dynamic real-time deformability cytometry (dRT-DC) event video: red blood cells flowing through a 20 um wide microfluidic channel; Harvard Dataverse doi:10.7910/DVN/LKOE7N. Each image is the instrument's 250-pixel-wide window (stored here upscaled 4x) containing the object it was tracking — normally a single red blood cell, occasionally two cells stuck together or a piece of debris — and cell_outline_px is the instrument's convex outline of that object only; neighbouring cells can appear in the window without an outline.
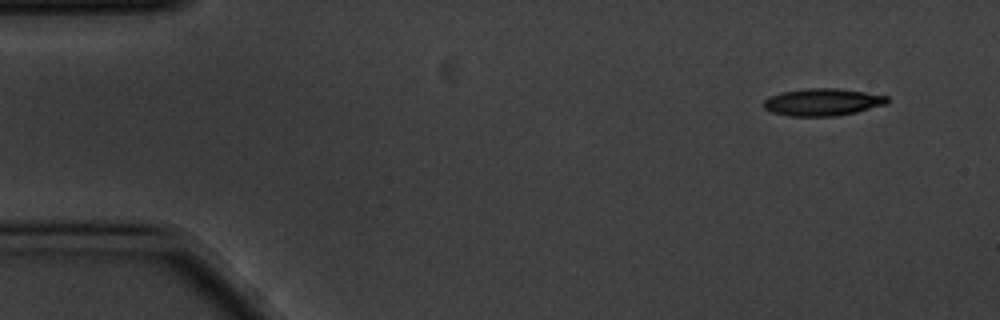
{"species": "common noctule bat (a hibernating species)", "species_latin": "Nyctalus noctula", "temperature_condition": "cold", "stored_images_in_passage": 4, "camera_frame_rate_fps": 3000, "um_per_image_px": 0.085, "animal": {"sex": "male", "body_mass_g": 20.1, "forearm_length_mm": 53.5}, "frame": {"image": 1, "passage_image": 1, "time_ms": 0.0, "image_size_px": [1000, 320], "cell_outline_px": [[888, 104], [856, 112], [836, 116], [788, 116], [772, 112], [764, 108], [760, 104], [768, 96], [784, 92], [808, 88], [836, 88], [864, 92], [888, 96]], "centroid_in_image_um": [69.89, 8.68], "position_along_channel_um": 15.1, "area_um2": 19.71}}
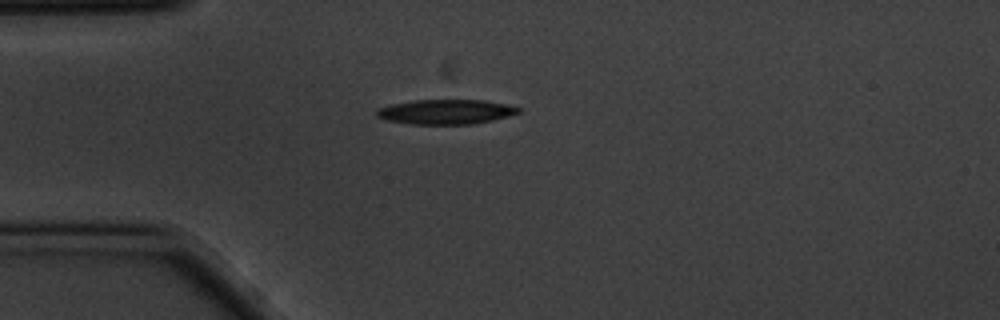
{"frame": {"image": 2, "passage_image": 4, "time_ms": 1.0, "image_size_px": [1000, 320], "cell_outline_px": [[520, 112], [508, 116], [492, 120], [472, 124], [408, 124], [388, 120], [376, 116], [376, 108], [392, 104], [416, 100], [484, 100], [508, 104], [520, 108]], "centroid_in_image_um": [37.89, 9.5], "position_along_channel_um": 47.1, "area_um2": 20.4}}